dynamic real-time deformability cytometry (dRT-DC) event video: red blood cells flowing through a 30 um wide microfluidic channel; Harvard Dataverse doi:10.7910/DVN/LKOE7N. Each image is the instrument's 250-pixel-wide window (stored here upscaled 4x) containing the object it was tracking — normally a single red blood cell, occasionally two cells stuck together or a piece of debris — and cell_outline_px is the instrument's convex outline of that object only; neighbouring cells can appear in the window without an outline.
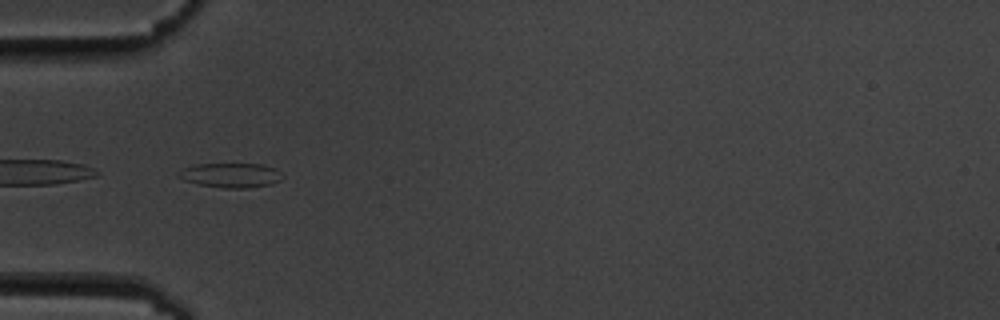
{"species": "common noctule bat (a hibernating species)", "species_latin": "Nyctalus noctula", "temperature_condition": "cold", "stored_images_in_passage": 6, "camera_frame_rate_fps": 3000, "um_per_image_px": 0.085, "animal": {"sex": "male", "body_mass_g": 19.5, "forearm_length_mm": 54.6}, "frame": {"image": 1, "passage_image": 6, "time_ms": 5.667, "image_size_px": [1000, 320], "cell_outline_px": [[284, 176], [280, 180], [272, 184], [248, 188], [224, 188], [200, 184], [184, 180], [176, 176], [184, 168], [196, 164], [264, 164], [276, 168]], "centroid_in_image_um": [19.67, 14.89], "position_along_channel_um": 65.3, "area_um2": 14.85}}